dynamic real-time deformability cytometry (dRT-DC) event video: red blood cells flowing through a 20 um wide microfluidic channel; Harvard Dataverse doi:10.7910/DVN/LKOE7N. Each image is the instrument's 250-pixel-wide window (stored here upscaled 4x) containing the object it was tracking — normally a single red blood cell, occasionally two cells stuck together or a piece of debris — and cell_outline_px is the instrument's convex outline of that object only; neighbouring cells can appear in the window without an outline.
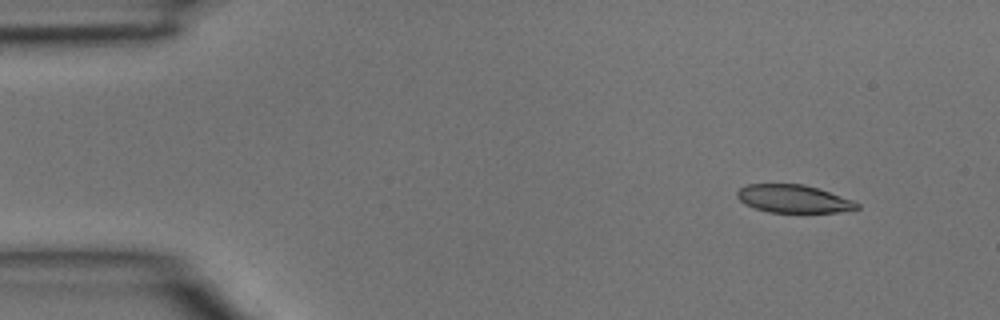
{"species": "common noctule bat (a hibernating species)", "species_latin": "Nyctalus noctula", "temperature_condition": "room temperature", "stored_images_in_passage": 3, "camera_frame_rate_fps": 3000, "um_per_image_px": 0.085, "animal": {"sex": "male", "body_mass_g": 15.6}, "frame": {"image": 1, "passage_image": 1, "time_ms": 0.0, "image_size_px": [1000, 320], "cell_outline_px": [[860, 208], [836, 212], [768, 212], [744, 204], [736, 196], [736, 192], [740, 188], [748, 184], [804, 184], [852, 200], [860, 204]], "centroid_in_image_um": [67.41, 16.9], "position_along_channel_um": 17.6, "area_um2": 19.25}}